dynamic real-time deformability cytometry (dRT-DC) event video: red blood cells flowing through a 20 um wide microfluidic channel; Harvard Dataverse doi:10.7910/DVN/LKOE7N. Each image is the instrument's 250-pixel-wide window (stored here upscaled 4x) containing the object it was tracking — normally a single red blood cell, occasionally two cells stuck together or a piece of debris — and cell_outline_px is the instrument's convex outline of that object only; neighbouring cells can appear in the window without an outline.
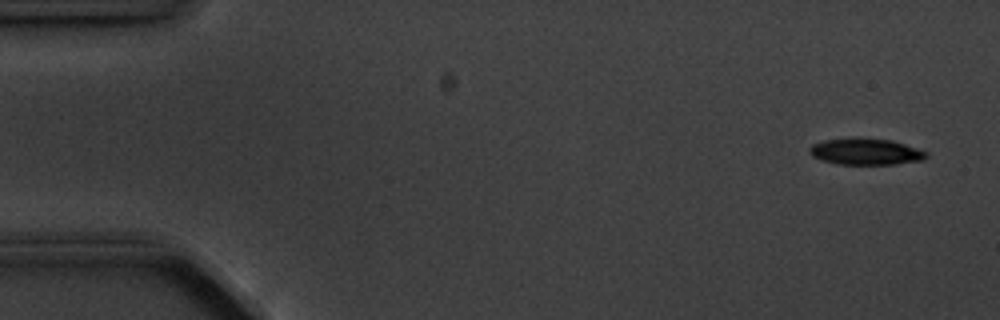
{"species": "common noctule bat (a hibernating species)", "species_latin": "Nyctalus noctula", "temperature_condition": "cold", "stored_images_in_passage": 5, "camera_frame_rate_fps": 3000, "um_per_image_px": 0.085, "animal": {"sex": "male", "body_mass_g": 20.1, "forearm_length_mm": 53.5}, "frame": {"image": 1, "passage_image": 1, "time_ms": 0.0, "image_size_px": [1000, 320], "cell_outline_px": [[928, 156], [924, 160], [896, 164], [836, 164], [820, 160], [812, 156], [808, 152], [808, 148], [812, 144], [824, 140], [856, 136], [892, 140], [928, 152]], "centroid_in_image_um": [73.55, 12.87], "position_along_channel_um": 11.5, "area_um2": 18.44}}
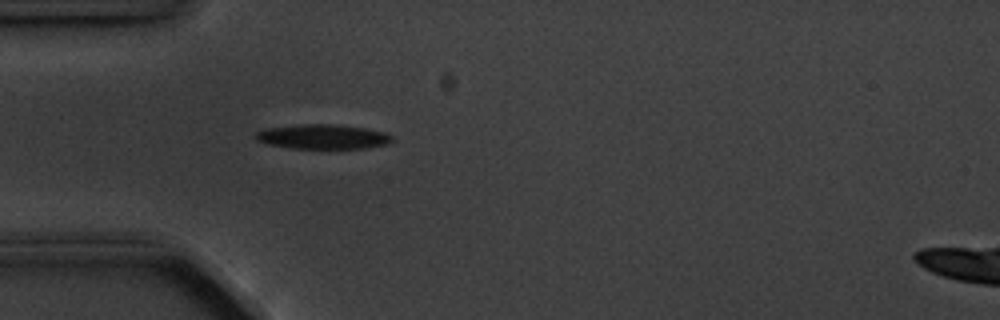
{"frame": {"image": 2, "passage_image": 5, "time_ms": 4.333, "image_size_px": [1000, 320], "cell_outline_px": [[392, 140], [388, 144], [364, 148], [292, 148], [268, 144], [256, 140], [256, 132], [268, 128], [304, 124], [332, 124], [364, 128], [384, 132], [392, 136]], "centroid_in_image_um": [27.45, 11.62], "position_along_channel_um": 57.6, "area_um2": 19.25}}